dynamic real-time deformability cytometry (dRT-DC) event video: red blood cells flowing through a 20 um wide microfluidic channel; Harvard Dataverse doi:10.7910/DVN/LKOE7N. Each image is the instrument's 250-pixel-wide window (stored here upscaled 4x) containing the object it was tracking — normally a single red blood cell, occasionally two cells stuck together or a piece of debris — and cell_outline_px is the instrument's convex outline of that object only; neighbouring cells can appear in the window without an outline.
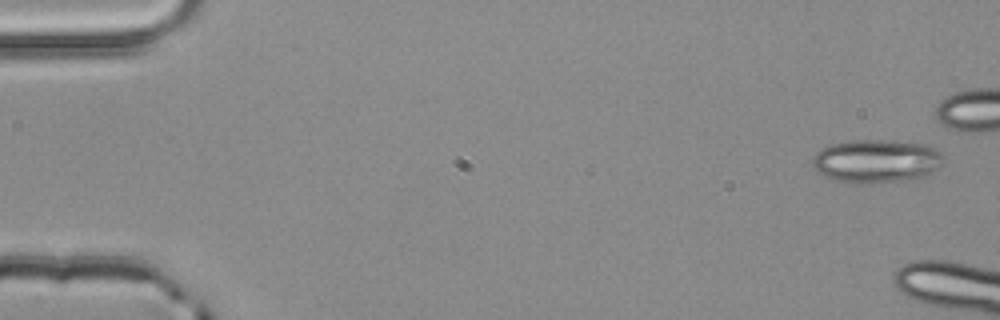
{"species": "common noctule bat (a hibernating species)", "species_latin": "Nyctalus noctula", "temperature_condition": "room temperature", "stored_images_in_passage": 5, "camera_frame_rate_fps": 3000, "um_per_image_px": 0.085, "animal": {"sex": "male", "body_mass_g": 20.4}, "frame": {"image": 1, "passage_image": 1, "time_ms": 0.0, "image_size_px": [1000, 320], "cell_outline_px": [[944, 156], [940, 168], [924, 176], [912, 180], [868, 184], [844, 184], [832, 180], [824, 176], [812, 164], [812, 156], [816, 152], [832, 144], [852, 140], [884, 140], [924, 144], [940, 152]], "centroid_in_image_um": [74.48, 13.73], "position_along_channel_um": 10.5, "area_um2": 33.52}}